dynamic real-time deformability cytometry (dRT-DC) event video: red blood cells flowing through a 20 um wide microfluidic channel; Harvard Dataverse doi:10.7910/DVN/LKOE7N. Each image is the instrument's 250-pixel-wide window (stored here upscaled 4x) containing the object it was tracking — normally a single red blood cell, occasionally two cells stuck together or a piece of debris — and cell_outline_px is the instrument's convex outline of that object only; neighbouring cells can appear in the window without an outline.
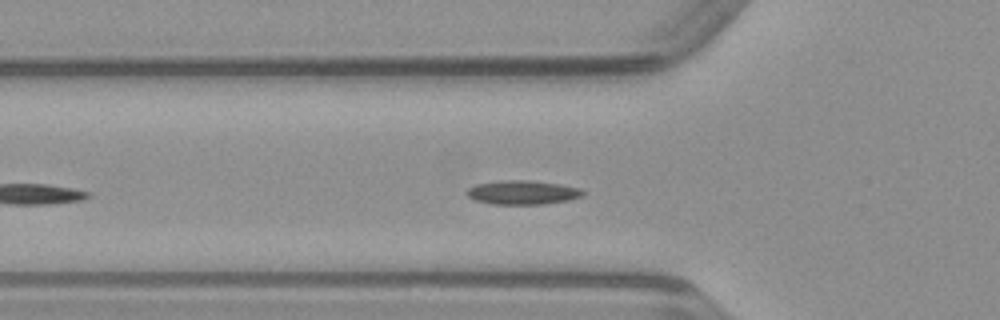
{"species": "common noctule bat (a hibernating species)", "species_latin": "Nyctalus noctula", "temperature_condition": "warm", "stored_images_in_passage": 40, "camera_frame_rate_fps": 3000, "um_per_image_px": 0.085, "animal": {"sex": "male", "body_mass_g": 23.1, "forearm_length_mm": 52.7}, "frame": {"image": 1, "passage_image": 9, "time_ms": 2.667, "image_size_px": [1000, 320], "cell_outline_px": [[588, 192], [584, 196], [568, 200], [544, 204], [492, 204], [476, 200], [468, 196], [464, 192], [468, 188], [476, 184], [500, 180], [532, 180], [560, 184], [580, 188]], "centroid_in_image_um": [44.45, 16.35], "position_along_channel_um": 81.3, "area_um2": 16.47}}
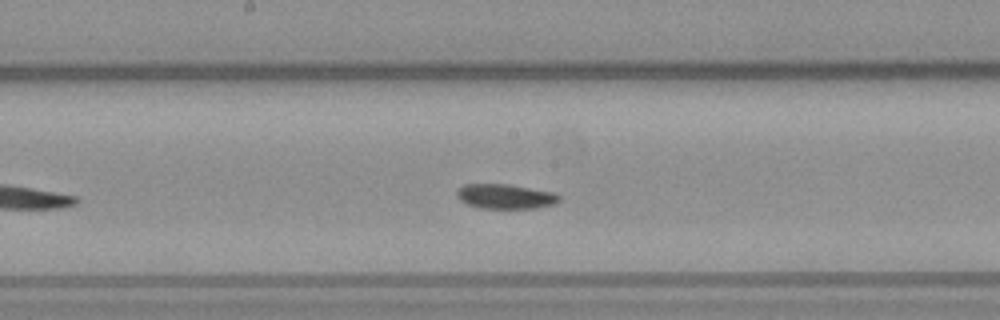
{"frame": {"image": 2, "passage_image": 18, "time_ms": 5.667, "image_size_px": [1000, 320], "cell_outline_px": [[560, 200], [556, 204], [536, 208], [480, 208], [468, 204], [460, 200], [456, 196], [456, 192], [464, 184], [508, 184], [556, 192], [560, 196]], "centroid_in_image_um": [43.0, 16.69], "position_along_channel_um": 205.2, "area_um2": 14.85}}
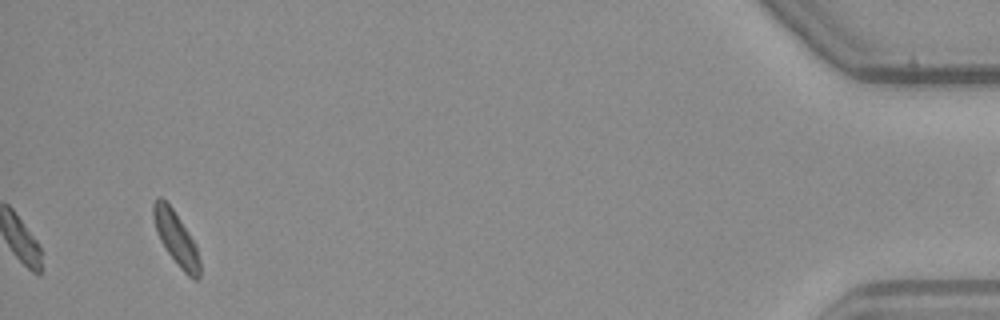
{"frame": {"image": 3, "passage_image": 40, "time_ms": 13.0, "image_size_px": [1000, 320], "cell_outline_px": [[200, 276], [196, 280], [188, 276], [180, 268], [168, 252], [160, 240], [156, 232], [152, 216], [152, 204], [160, 196], [172, 208], [196, 244], [200, 260]], "centroid_in_image_um": [14.96, 20.27], "position_along_channel_um": 420.2, "area_um2": 14.33}}